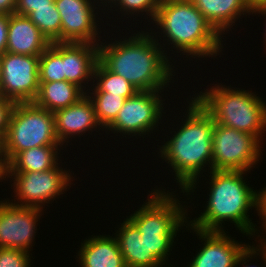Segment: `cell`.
<instances>
[{
  "mask_svg": "<svg viewBox=\"0 0 266 267\" xmlns=\"http://www.w3.org/2000/svg\"><path fill=\"white\" fill-rule=\"evenodd\" d=\"M217 84L213 83L210 89L193 96L211 114L215 123L249 133L262 143L266 131V100L252 90Z\"/></svg>",
  "mask_w": 266,
  "mask_h": 267,
  "instance_id": "obj_6",
  "label": "cell"
},
{
  "mask_svg": "<svg viewBox=\"0 0 266 267\" xmlns=\"http://www.w3.org/2000/svg\"><path fill=\"white\" fill-rule=\"evenodd\" d=\"M209 174L211 178L207 180L211 181V188L207 187L209 197L206 207L198 217L192 220L188 217L187 224L197 230L222 232L226 231L225 221H230L243 235L255 238L260 229L249 218V212L254 208L261 218L262 191L254 190L247 184L244 179L246 171L211 170Z\"/></svg>",
  "mask_w": 266,
  "mask_h": 267,
  "instance_id": "obj_3",
  "label": "cell"
},
{
  "mask_svg": "<svg viewBox=\"0 0 266 267\" xmlns=\"http://www.w3.org/2000/svg\"><path fill=\"white\" fill-rule=\"evenodd\" d=\"M0 156H3V141L0 138Z\"/></svg>",
  "mask_w": 266,
  "mask_h": 267,
  "instance_id": "obj_38",
  "label": "cell"
},
{
  "mask_svg": "<svg viewBox=\"0 0 266 267\" xmlns=\"http://www.w3.org/2000/svg\"><path fill=\"white\" fill-rule=\"evenodd\" d=\"M189 98L186 113L183 112L185 118H179L182 119L181 125H178L176 131L174 129L170 132L174 133L170 140L167 135V141L164 139L162 146L157 145L160 148L158 158L161 157L172 168L174 181L179 183L180 192L183 195L185 193L186 197L196 193L203 171L209 173L212 170V134L215 125L213 117L200 102L195 97Z\"/></svg>",
  "mask_w": 266,
  "mask_h": 267,
  "instance_id": "obj_1",
  "label": "cell"
},
{
  "mask_svg": "<svg viewBox=\"0 0 266 267\" xmlns=\"http://www.w3.org/2000/svg\"><path fill=\"white\" fill-rule=\"evenodd\" d=\"M51 43L37 26L27 17L9 15L6 52L29 56H40Z\"/></svg>",
  "mask_w": 266,
  "mask_h": 267,
  "instance_id": "obj_17",
  "label": "cell"
},
{
  "mask_svg": "<svg viewBox=\"0 0 266 267\" xmlns=\"http://www.w3.org/2000/svg\"><path fill=\"white\" fill-rule=\"evenodd\" d=\"M253 13L256 15H262L263 16V18L266 16V5H263V6H261V7H259V8H257V9H255L253 12H252V15H253ZM265 27H266V23H265ZM266 29V28H265ZM264 29V31L266 32V30ZM264 39L265 40H263V42H264V44L266 43V33H264ZM265 48H266V44H265V46H264ZM266 50V49H265Z\"/></svg>",
  "mask_w": 266,
  "mask_h": 267,
  "instance_id": "obj_36",
  "label": "cell"
},
{
  "mask_svg": "<svg viewBox=\"0 0 266 267\" xmlns=\"http://www.w3.org/2000/svg\"><path fill=\"white\" fill-rule=\"evenodd\" d=\"M53 114L57 139L62 146L64 144L67 146V143L76 136L80 137L86 132L89 135L90 132L95 130L98 132L102 128L97 120L92 101L87 95L75 104L57 110Z\"/></svg>",
  "mask_w": 266,
  "mask_h": 267,
  "instance_id": "obj_15",
  "label": "cell"
},
{
  "mask_svg": "<svg viewBox=\"0 0 266 267\" xmlns=\"http://www.w3.org/2000/svg\"><path fill=\"white\" fill-rule=\"evenodd\" d=\"M124 220L114 234L126 267H163L154 255H147L146 240L137 228L127 218Z\"/></svg>",
  "mask_w": 266,
  "mask_h": 267,
  "instance_id": "obj_20",
  "label": "cell"
},
{
  "mask_svg": "<svg viewBox=\"0 0 266 267\" xmlns=\"http://www.w3.org/2000/svg\"><path fill=\"white\" fill-rule=\"evenodd\" d=\"M160 3L161 0H118L116 5L113 7V9L115 8V10L111 9L110 11L112 12V14H114L113 11L118 12V14L121 13L122 19L123 16L133 17L134 15V19H136L137 17H145L143 19H147V22L149 23L148 25H150V20H152L151 23L154 21Z\"/></svg>",
  "mask_w": 266,
  "mask_h": 267,
  "instance_id": "obj_27",
  "label": "cell"
},
{
  "mask_svg": "<svg viewBox=\"0 0 266 267\" xmlns=\"http://www.w3.org/2000/svg\"><path fill=\"white\" fill-rule=\"evenodd\" d=\"M39 57L8 52L2 54L0 96L15 103L33 102L40 85Z\"/></svg>",
  "mask_w": 266,
  "mask_h": 267,
  "instance_id": "obj_11",
  "label": "cell"
},
{
  "mask_svg": "<svg viewBox=\"0 0 266 267\" xmlns=\"http://www.w3.org/2000/svg\"><path fill=\"white\" fill-rule=\"evenodd\" d=\"M92 1H94L93 3L95 4V6L96 7L98 6V9L101 10V13L100 14H102V12H103V15L110 13L109 10H111V8H113L116 5V3L118 2V0H92ZM101 6H102V8H101ZM104 10L106 11V13H105ZM107 11H108V13H107Z\"/></svg>",
  "mask_w": 266,
  "mask_h": 267,
  "instance_id": "obj_34",
  "label": "cell"
},
{
  "mask_svg": "<svg viewBox=\"0 0 266 267\" xmlns=\"http://www.w3.org/2000/svg\"><path fill=\"white\" fill-rule=\"evenodd\" d=\"M54 0H16L15 14L27 16L34 8L49 7Z\"/></svg>",
  "mask_w": 266,
  "mask_h": 267,
  "instance_id": "obj_31",
  "label": "cell"
},
{
  "mask_svg": "<svg viewBox=\"0 0 266 267\" xmlns=\"http://www.w3.org/2000/svg\"><path fill=\"white\" fill-rule=\"evenodd\" d=\"M59 162L53 169L43 172H5V179L10 178L13 182V200L15 205L45 209L46 204L65 194L74 181L70 169H63ZM7 177V178H6ZM13 180V181H12ZM17 199V200H16ZM53 200V201H52ZM17 201V202H16ZM44 206V207H43Z\"/></svg>",
  "mask_w": 266,
  "mask_h": 267,
  "instance_id": "obj_8",
  "label": "cell"
},
{
  "mask_svg": "<svg viewBox=\"0 0 266 267\" xmlns=\"http://www.w3.org/2000/svg\"><path fill=\"white\" fill-rule=\"evenodd\" d=\"M54 2L61 18L60 42L100 43L102 38L100 33L103 30L99 29L103 25L100 22L103 20L101 19L103 15L99 14L101 11L92 0H54Z\"/></svg>",
  "mask_w": 266,
  "mask_h": 267,
  "instance_id": "obj_12",
  "label": "cell"
},
{
  "mask_svg": "<svg viewBox=\"0 0 266 267\" xmlns=\"http://www.w3.org/2000/svg\"><path fill=\"white\" fill-rule=\"evenodd\" d=\"M44 210L0 200V248L30 252Z\"/></svg>",
  "mask_w": 266,
  "mask_h": 267,
  "instance_id": "obj_13",
  "label": "cell"
},
{
  "mask_svg": "<svg viewBox=\"0 0 266 267\" xmlns=\"http://www.w3.org/2000/svg\"><path fill=\"white\" fill-rule=\"evenodd\" d=\"M186 228L195 232V236L204 243L187 267H234L238 256L248 246V243L238 242L227 235V231H202L188 224Z\"/></svg>",
  "mask_w": 266,
  "mask_h": 267,
  "instance_id": "obj_14",
  "label": "cell"
},
{
  "mask_svg": "<svg viewBox=\"0 0 266 267\" xmlns=\"http://www.w3.org/2000/svg\"><path fill=\"white\" fill-rule=\"evenodd\" d=\"M86 95L92 101L97 120L102 126V131L106 132V128L115 120L126 98L122 95H114L108 92L88 91Z\"/></svg>",
  "mask_w": 266,
  "mask_h": 267,
  "instance_id": "obj_25",
  "label": "cell"
},
{
  "mask_svg": "<svg viewBox=\"0 0 266 267\" xmlns=\"http://www.w3.org/2000/svg\"><path fill=\"white\" fill-rule=\"evenodd\" d=\"M165 191L166 188L153 189L144 204L126 218L146 240L147 255H154L166 267H173L167 264L168 257L176 244L177 233L187 226L189 213L187 205L181 204L186 202L179 201L176 192Z\"/></svg>",
  "mask_w": 266,
  "mask_h": 267,
  "instance_id": "obj_5",
  "label": "cell"
},
{
  "mask_svg": "<svg viewBox=\"0 0 266 267\" xmlns=\"http://www.w3.org/2000/svg\"><path fill=\"white\" fill-rule=\"evenodd\" d=\"M9 15H0V56L6 52Z\"/></svg>",
  "mask_w": 266,
  "mask_h": 267,
  "instance_id": "obj_32",
  "label": "cell"
},
{
  "mask_svg": "<svg viewBox=\"0 0 266 267\" xmlns=\"http://www.w3.org/2000/svg\"><path fill=\"white\" fill-rule=\"evenodd\" d=\"M63 146H40L16 154L6 165L5 172H43L53 169Z\"/></svg>",
  "mask_w": 266,
  "mask_h": 267,
  "instance_id": "obj_22",
  "label": "cell"
},
{
  "mask_svg": "<svg viewBox=\"0 0 266 267\" xmlns=\"http://www.w3.org/2000/svg\"><path fill=\"white\" fill-rule=\"evenodd\" d=\"M212 170L250 172L261 158L262 145L253 135L215 123Z\"/></svg>",
  "mask_w": 266,
  "mask_h": 267,
  "instance_id": "obj_10",
  "label": "cell"
},
{
  "mask_svg": "<svg viewBox=\"0 0 266 267\" xmlns=\"http://www.w3.org/2000/svg\"><path fill=\"white\" fill-rule=\"evenodd\" d=\"M93 82V85L90 87L91 90L88 89L87 91L108 92L114 95H122L126 99L138 92V89L130 82L120 75L109 71L99 60L94 69Z\"/></svg>",
  "mask_w": 266,
  "mask_h": 267,
  "instance_id": "obj_23",
  "label": "cell"
},
{
  "mask_svg": "<svg viewBox=\"0 0 266 267\" xmlns=\"http://www.w3.org/2000/svg\"><path fill=\"white\" fill-rule=\"evenodd\" d=\"M81 244L76 256L81 267H126L115 236L92 235Z\"/></svg>",
  "mask_w": 266,
  "mask_h": 267,
  "instance_id": "obj_19",
  "label": "cell"
},
{
  "mask_svg": "<svg viewBox=\"0 0 266 267\" xmlns=\"http://www.w3.org/2000/svg\"><path fill=\"white\" fill-rule=\"evenodd\" d=\"M1 56H0V82H1Z\"/></svg>",
  "mask_w": 266,
  "mask_h": 267,
  "instance_id": "obj_39",
  "label": "cell"
},
{
  "mask_svg": "<svg viewBox=\"0 0 266 267\" xmlns=\"http://www.w3.org/2000/svg\"><path fill=\"white\" fill-rule=\"evenodd\" d=\"M246 3L253 12L255 9L266 5V0H246Z\"/></svg>",
  "mask_w": 266,
  "mask_h": 267,
  "instance_id": "obj_35",
  "label": "cell"
},
{
  "mask_svg": "<svg viewBox=\"0 0 266 267\" xmlns=\"http://www.w3.org/2000/svg\"><path fill=\"white\" fill-rule=\"evenodd\" d=\"M85 95L86 93L79 86L66 80L40 82L39 91L33 103L54 113L75 104Z\"/></svg>",
  "mask_w": 266,
  "mask_h": 267,
  "instance_id": "obj_21",
  "label": "cell"
},
{
  "mask_svg": "<svg viewBox=\"0 0 266 267\" xmlns=\"http://www.w3.org/2000/svg\"><path fill=\"white\" fill-rule=\"evenodd\" d=\"M151 24L153 27L157 25L155 29L159 32L152 31L155 30L152 26L148 31L154 34L158 43H162L161 37H163V45H160L167 55L166 44L168 46L171 44L170 51L176 50L174 52L186 55L187 59L189 56L200 60V58L212 59L224 55L221 54L224 51L222 50L224 40L190 0H161Z\"/></svg>",
  "mask_w": 266,
  "mask_h": 267,
  "instance_id": "obj_4",
  "label": "cell"
},
{
  "mask_svg": "<svg viewBox=\"0 0 266 267\" xmlns=\"http://www.w3.org/2000/svg\"><path fill=\"white\" fill-rule=\"evenodd\" d=\"M27 17L50 43L60 42L61 18L55 2L49 7L34 8Z\"/></svg>",
  "mask_w": 266,
  "mask_h": 267,
  "instance_id": "obj_26",
  "label": "cell"
},
{
  "mask_svg": "<svg viewBox=\"0 0 266 267\" xmlns=\"http://www.w3.org/2000/svg\"><path fill=\"white\" fill-rule=\"evenodd\" d=\"M257 238H255V242L258 241V245L256 246L254 243H252L253 245L251 246V244L242 251V253L238 256L234 267H238L240 265H243L241 267H257L256 266H252L250 264H247L248 262H250L253 258H256L257 260V256L259 255L261 257V259H263L264 261V266L266 265V245L261 241V239L259 240L260 234L256 235ZM256 246V247H255ZM250 260V261H249ZM245 265V266H244ZM258 267H260L258 265Z\"/></svg>",
  "mask_w": 266,
  "mask_h": 267,
  "instance_id": "obj_29",
  "label": "cell"
},
{
  "mask_svg": "<svg viewBox=\"0 0 266 267\" xmlns=\"http://www.w3.org/2000/svg\"><path fill=\"white\" fill-rule=\"evenodd\" d=\"M2 141L5 165L24 150L40 146H62L57 139L54 114L33 102L14 105Z\"/></svg>",
  "mask_w": 266,
  "mask_h": 267,
  "instance_id": "obj_7",
  "label": "cell"
},
{
  "mask_svg": "<svg viewBox=\"0 0 266 267\" xmlns=\"http://www.w3.org/2000/svg\"><path fill=\"white\" fill-rule=\"evenodd\" d=\"M5 179V160L4 156H0V181Z\"/></svg>",
  "mask_w": 266,
  "mask_h": 267,
  "instance_id": "obj_37",
  "label": "cell"
},
{
  "mask_svg": "<svg viewBox=\"0 0 266 267\" xmlns=\"http://www.w3.org/2000/svg\"><path fill=\"white\" fill-rule=\"evenodd\" d=\"M16 103L0 96V138L3 140L9 125L10 116Z\"/></svg>",
  "mask_w": 266,
  "mask_h": 267,
  "instance_id": "obj_30",
  "label": "cell"
},
{
  "mask_svg": "<svg viewBox=\"0 0 266 267\" xmlns=\"http://www.w3.org/2000/svg\"><path fill=\"white\" fill-rule=\"evenodd\" d=\"M147 30L136 31L129 38L122 35L120 40L114 38L115 41L107 42L103 39L99 43V61L138 91L165 90L170 86L169 82H175L172 77L175 76V66L170 62L172 56H167Z\"/></svg>",
  "mask_w": 266,
  "mask_h": 267,
  "instance_id": "obj_2",
  "label": "cell"
},
{
  "mask_svg": "<svg viewBox=\"0 0 266 267\" xmlns=\"http://www.w3.org/2000/svg\"><path fill=\"white\" fill-rule=\"evenodd\" d=\"M16 0H0V15L15 13Z\"/></svg>",
  "mask_w": 266,
  "mask_h": 267,
  "instance_id": "obj_33",
  "label": "cell"
},
{
  "mask_svg": "<svg viewBox=\"0 0 266 267\" xmlns=\"http://www.w3.org/2000/svg\"><path fill=\"white\" fill-rule=\"evenodd\" d=\"M13 248H0V267H31L32 254Z\"/></svg>",
  "mask_w": 266,
  "mask_h": 267,
  "instance_id": "obj_28",
  "label": "cell"
},
{
  "mask_svg": "<svg viewBox=\"0 0 266 267\" xmlns=\"http://www.w3.org/2000/svg\"><path fill=\"white\" fill-rule=\"evenodd\" d=\"M163 92L164 90L138 91L126 99L115 120L106 128L109 132L105 133L119 132V136L124 135L126 139V135L136 138L141 136L144 139V135L149 136L154 130L159 131L158 124L161 123L163 114H166V103H163L166 99L162 98Z\"/></svg>",
  "mask_w": 266,
  "mask_h": 267,
  "instance_id": "obj_9",
  "label": "cell"
},
{
  "mask_svg": "<svg viewBox=\"0 0 266 267\" xmlns=\"http://www.w3.org/2000/svg\"><path fill=\"white\" fill-rule=\"evenodd\" d=\"M98 60L99 44L64 42L65 80L79 86L86 93L87 88L91 87L89 85L94 83V69Z\"/></svg>",
  "mask_w": 266,
  "mask_h": 267,
  "instance_id": "obj_16",
  "label": "cell"
},
{
  "mask_svg": "<svg viewBox=\"0 0 266 267\" xmlns=\"http://www.w3.org/2000/svg\"><path fill=\"white\" fill-rule=\"evenodd\" d=\"M65 80L64 42H55L39 57V82Z\"/></svg>",
  "mask_w": 266,
  "mask_h": 267,
  "instance_id": "obj_24",
  "label": "cell"
},
{
  "mask_svg": "<svg viewBox=\"0 0 266 267\" xmlns=\"http://www.w3.org/2000/svg\"><path fill=\"white\" fill-rule=\"evenodd\" d=\"M207 22L224 39L237 20L251 15L246 0H190ZM245 14V15H244ZM243 15V16H242ZM242 16V17H241Z\"/></svg>",
  "mask_w": 266,
  "mask_h": 267,
  "instance_id": "obj_18",
  "label": "cell"
}]
</instances>
